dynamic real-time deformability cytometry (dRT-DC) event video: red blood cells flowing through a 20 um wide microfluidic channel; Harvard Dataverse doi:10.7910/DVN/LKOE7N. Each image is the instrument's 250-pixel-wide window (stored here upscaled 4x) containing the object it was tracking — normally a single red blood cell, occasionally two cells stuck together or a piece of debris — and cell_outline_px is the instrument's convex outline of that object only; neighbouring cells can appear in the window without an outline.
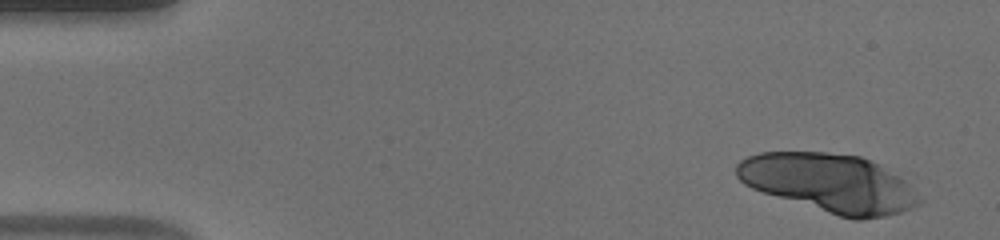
{"species": "human", "species_latin": "Homo sapiens", "temperature_condition": "warm", "stored_images_in_passage": 15, "camera_frame_rate_fps": 3000, "um_per_image_px": 0.085, "donor": {"sex": "male"}, "frame": {"image": 1, "passage_image": 1, "time_ms": 0.0, "image_size_px": [1000, 240], "cell_outline_px": [[924, 200], [920, 204], [912, 208], [900, 212], [884, 216], [864, 220], [852, 220], [764, 192], [752, 188], [744, 184], [736, 176], [736, 164], [740, 160], [748, 156], [760, 152], [828, 152], [860, 156], [912, 172]], "centroid_in_image_um": [70.76, 15.53], "position_along_channel_um": 14.2, "area_um2": 64.68}}